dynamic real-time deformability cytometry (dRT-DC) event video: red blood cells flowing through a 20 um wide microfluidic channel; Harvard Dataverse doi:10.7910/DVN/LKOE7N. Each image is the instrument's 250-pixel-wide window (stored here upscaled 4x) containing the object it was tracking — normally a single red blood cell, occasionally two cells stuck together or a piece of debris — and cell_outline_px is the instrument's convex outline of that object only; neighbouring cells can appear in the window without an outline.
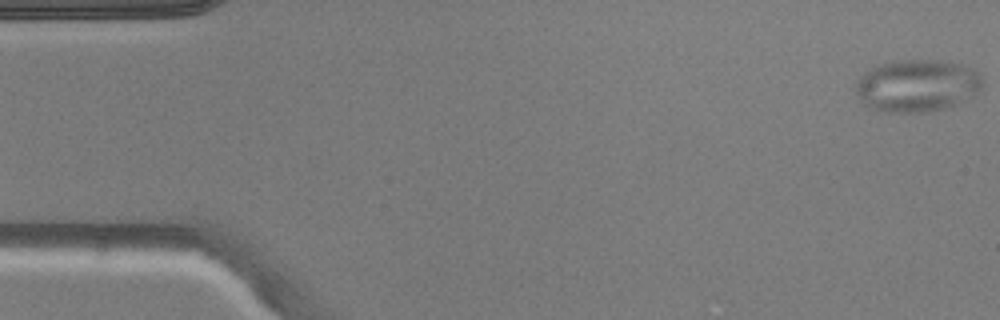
{"species": "common noctule bat (a hibernating species)", "species_latin": "Nyctalus noctula", "temperature_condition": "warm", "stored_images_in_passage": 5, "camera_frame_rate_fps": 3000, "um_per_image_px": 0.085, "animal": {"sex": "male", "body_mass_g": 20.5, "forearm_length_mm": 52.5}, "frame": {"image": 1, "passage_image": 1, "time_ms": 0.0, "image_size_px": [1000, 320], "cell_outline_px": [[984, 84], [976, 96], [968, 100], [944, 108], [928, 112], [880, 112], [864, 104], [860, 100], [856, 92], [856, 80], [864, 72], [880, 64], [892, 60], [940, 60], [964, 64], [980, 72], [984, 80]], "centroid_in_image_um": [78.01, 7.27], "position_along_channel_um": 7.0, "area_um2": 39.42}}